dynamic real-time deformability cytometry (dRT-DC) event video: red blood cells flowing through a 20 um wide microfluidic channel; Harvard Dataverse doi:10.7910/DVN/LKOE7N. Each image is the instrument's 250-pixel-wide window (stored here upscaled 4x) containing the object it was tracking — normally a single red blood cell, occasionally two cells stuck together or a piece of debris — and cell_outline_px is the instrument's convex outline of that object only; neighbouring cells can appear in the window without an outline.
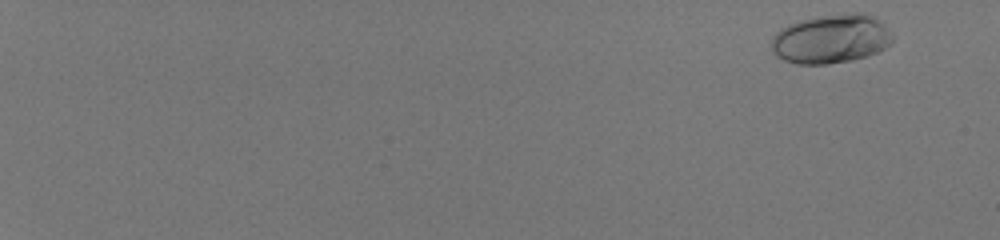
{"species": "human", "species_latin": "Homo sapiens", "temperature_condition": "room temperature", "stored_images_in_passage": 53, "camera_frame_rate_fps": 3000, "um_per_image_px": 0.085, "donor": {"sex": "male"}, "frame": {"image": 1, "passage_image": 2, "time_ms": 0.333, "image_size_px": [1000, 240], "cell_outline_px": [[892, 44], [868, 56], [852, 60], [828, 64], [796, 64], [784, 60], [776, 56], [772, 52], [772, 36], [776, 32], [788, 24], [800, 20], [816, 16], [852, 12], [860, 12], [872, 16], [880, 20], [888, 28], [892, 36]], "centroid_in_image_um": [70.64, 3.3], "position_along_channel_um": 14.4, "area_um2": 34.91}}
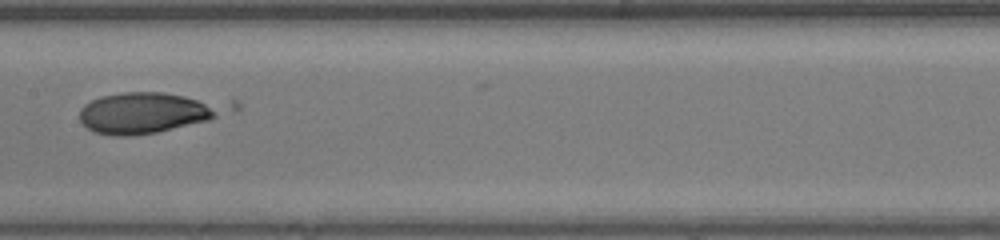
{"frame": {"image": 2, "passage_image": 33, "time_ms": 10.667, "image_size_px": [1000, 240], "cell_outline_px": [[216, 116], [212, 120], [156, 132], [132, 136], [112, 136], [96, 132], [88, 128], [80, 120], [80, 108], [84, 104], [100, 96], [124, 92], [164, 92], [184, 96], [196, 100], [204, 104], [216, 112]], "centroid_in_image_um": [12.11, 9.62], "position_along_channel_um": 195.3, "area_um2": 32.6}}
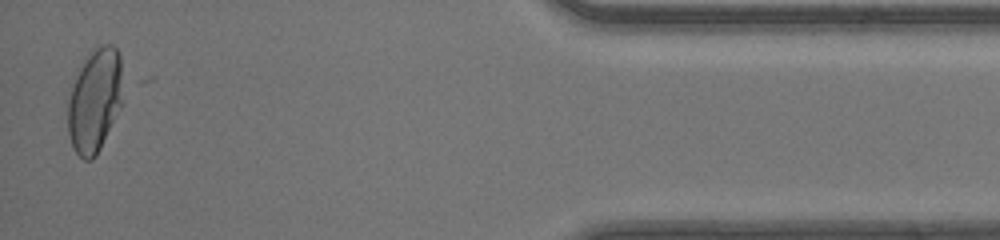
{"frame": {"image": 3, "passage_image": 53, "time_ms": 17.333, "image_size_px": [1000, 240], "cell_outline_px": [[120, 108], [96, 156], [92, 160], [84, 160], [76, 152], [72, 144], [68, 132], [68, 100], [76, 76], [84, 56], [88, 52], [100, 44], [112, 44], [116, 48], [120, 56]], "centroid_in_image_um": [8.02, 8.51], "position_along_channel_um": 427.2, "area_um2": 32.71}, "authors_computed_cell_mechanics": {"area_um2": 32.5992, "velocity_mm_per_s": 4.2054, "shape_relaxation_time_tau1_ms": 8.5781, "shape_relaxation_time_tau2_ms": null, "deformation_change_tau1": 0.3119, "deformation_change_tau2": null}}